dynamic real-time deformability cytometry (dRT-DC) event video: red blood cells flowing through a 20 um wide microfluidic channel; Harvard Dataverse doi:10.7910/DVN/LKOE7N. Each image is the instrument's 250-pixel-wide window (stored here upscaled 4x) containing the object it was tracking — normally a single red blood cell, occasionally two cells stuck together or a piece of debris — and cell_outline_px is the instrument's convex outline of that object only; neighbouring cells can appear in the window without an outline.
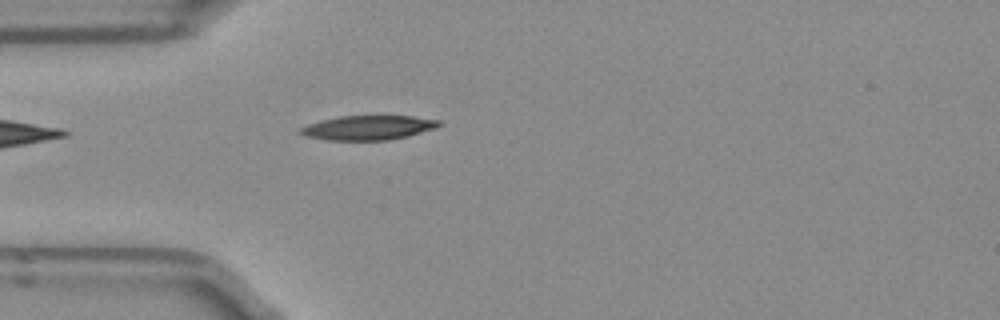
{"species": "Egyptian fruit bat (a non-hibernating species)", "species_latin": "Rousettus aegyptiacus", "temperature_condition": "room temperature", "stored_images_in_passage": 4, "camera_frame_rate_fps": 3000, "um_per_image_px": 0.085, "frame": {"image": 1, "passage_image": 4, "time_ms": 1.0, "image_size_px": [1000, 320], "cell_outline_px": [[440, 124], [432, 128], [404, 136], [388, 140], [328, 140], [308, 136], [296, 132], [300, 128], [308, 124], [320, 120], [340, 116], [376, 112], [412, 116], [440, 120]], "centroid_in_image_um": [31.25, 10.79], "position_along_channel_um": 53.8, "area_um2": 20.35}}